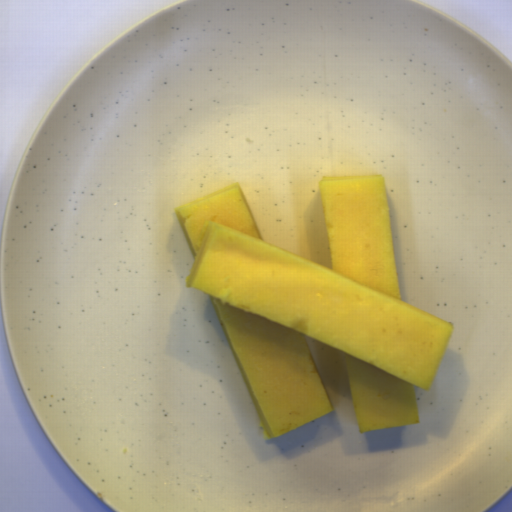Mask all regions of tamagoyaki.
<instances>
[{
	"instance_id": "1",
	"label": "tamagoyaki",
	"mask_w": 512,
	"mask_h": 512,
	"mask_svg": "<svg viewBox=\"0 0 512 512\" xmlns=\"http://www.w3.org/2000/svg\"><path fill=\"white\" fill-rule=\"evenodd\" d=\"M318 186L330 269L265 242L238 183L174 213L186 288L209 295L265 440L333 410L307 335L343 353L359 432L420 423L413 386L428 390L452 337L402 301L385 179Z\"/></svg>"
}]
</instances>
